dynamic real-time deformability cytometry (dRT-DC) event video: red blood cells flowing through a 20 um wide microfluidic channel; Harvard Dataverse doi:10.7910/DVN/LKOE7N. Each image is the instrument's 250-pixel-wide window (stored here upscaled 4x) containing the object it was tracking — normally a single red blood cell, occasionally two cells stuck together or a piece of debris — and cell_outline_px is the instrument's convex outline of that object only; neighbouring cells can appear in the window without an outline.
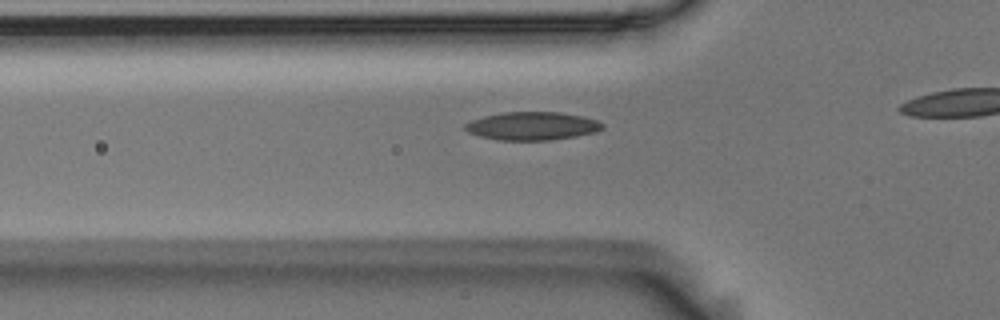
{"species": "Egyptian fruit bat (a non-hibernating species)", "species_latin": "Rousettus aegyptiacus", "temperature_condition": "room temperature", "stored_images_in_passage": 28, "camera_frame_rate_fps": 3000, "um_per_image_px": 0.085, "animal": {"sex": "male"}, "frame": {"image": 1, "passage_image": 2, "time_ms": 0.333, "image_size_px": [1000, 320], "cell_outline_px": [[604, 128], [596, 132], [576, 136], [548, 140], [496, 140], [480, 136], [468, 132], [464, 128], [464, 124], [472, 120], [484, 116], [500, 112], [560, 112], [580, 116], [596, 120], [604, 124]], "centroid_in_image_um": [45.22, 10.71], "position_along_channel_um": 80.6, "area_um2": 22.54}}
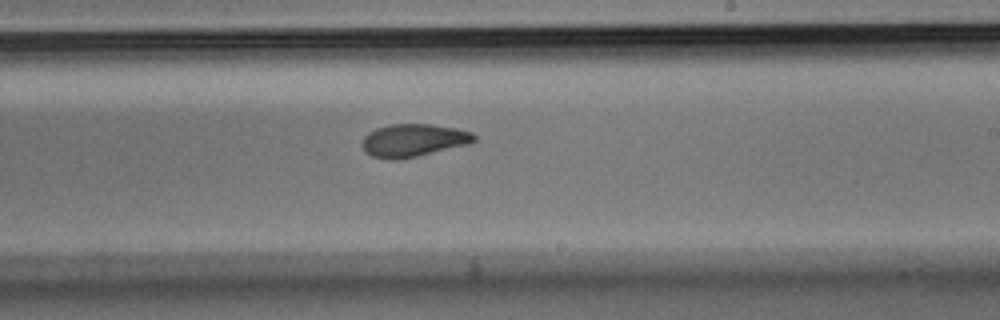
{"frame": {"image": 2, "passage_image": 16, "time_ms": 5.0, "image_size_px": [1000, 320], "cell_outline_px": [[476, 140], [468, 144], [416, 156], [396, 160], [388, 160], [372, 156], [364, 152], [360, 144], [364, 136], [368, 132], [376, 128], [388, 124], [432, 124], [456, 128], [472, 132], [476, 136]], "centroid_in_image_um": [35.09, 11.92], "position_along_channel_um": 253.9, "area_um2": 21.56}}
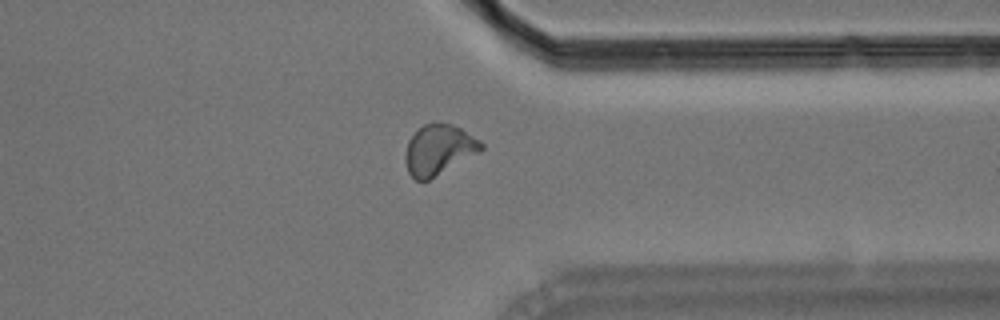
{"frame": {"image": 3, "passage_image": 26, "time_ms": 8.333, "image_size_px": [1000, 320], "cell_outline_px": [[484, 148], [480, 152], [428, 180], [416, 180], [408, 172], [408, 140], [424, 124], [432, 120], [436, 120], [452, 124], [460, 128], [480, 140], [484, 144]], "centroid_in_image_um": [37.36, 12.68], "position_along_channel_um": 374.0, "area_um2": 21.85}}